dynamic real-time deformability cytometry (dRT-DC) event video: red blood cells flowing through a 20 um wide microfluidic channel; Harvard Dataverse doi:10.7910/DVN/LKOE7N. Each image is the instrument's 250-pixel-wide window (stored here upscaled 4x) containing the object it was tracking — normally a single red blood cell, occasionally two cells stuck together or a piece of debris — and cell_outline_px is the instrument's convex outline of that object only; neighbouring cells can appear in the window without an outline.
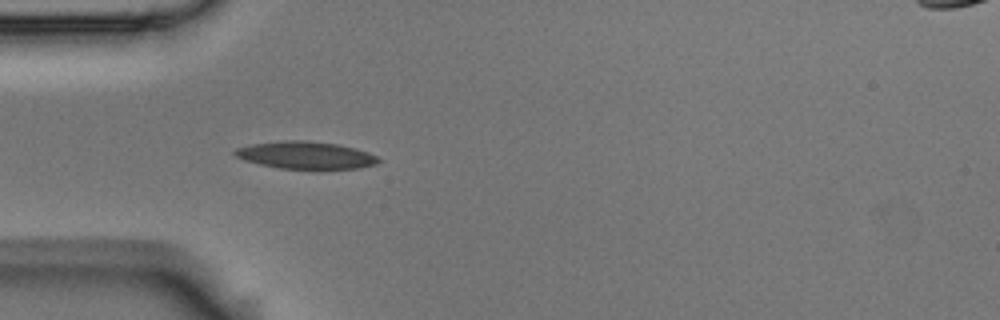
{"species": "Egyptian fruit bat (a non-hibernating species)", "species_latin": "Rousettus aegyptiacus", "temperature_condition": "room temperature", "stored_images_in_passage": 5, "camera_frame_rate_fps": 3000, "um_per_image_px": 0.085, "animal": {"sex": "male"}, "frame": {"image": 1, "passage_image": 5, "time_ms": 1.333, "image_size_px": [1000, 320], "cell_outline_px": [[380, 160], [376, 164], [360, 168], [280, 168], [260, 164], [244, 160], [236, 156], [232, 152], [236, 148], [252, 144], [280, 140], [304, 140], [340, 144], [356, 148], [368, 152], [376, 156]], "centroid_in_image_um": [25.98, 13.17], "position_along_channel_um": 59.0, "area_um2": 22.77}}